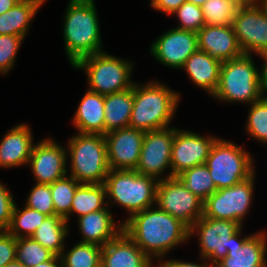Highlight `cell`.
<instances>
[{
  "label": "cell",
  "instance_id": "cell-1",
  "mask_svg": "<svg viewBox=\"0 0 267 267\" xmlns=\"http://www.w3.org/2000/svg\"><path fill=\"white\" fill-rule=\"evenodd\" d=\"M123 231L153 261L190 240V228L157 205L124 220Z\"/></svg>",
  "mask_w": 267,
  "mask_h": 267
},
{
  "label": "cell",
  "instance_id": "cell-2",
  "mask_svg": "<svg viewBox=\"0 0 267 267\" xmlns=\"http://www.w3.org/2000/svg\"><path fill=\"white\" fill-rule=\"evenodd\" d=\"M65 11L63 40L73 67L80 59L104 49L94 0H69Z\"/></svg>",
  "mask_w": 267,
  "mask_h": 267
},
{
  "label": "cell",
  "instance_id": "cell-3",
  "mask_svg": "<svg viewBox=\"0 0 267 267\" xmlns=\"http://www.w3.org/2000/svg\"><path fill=\"white\" fill-rule=\"evenodd\" d=\"M133 84V109L129 127L144 132L164 129L177 111L181 95L160 81Z\"/></svg>",
  "mask_w": 267,
  "mask_h": 267
},
{
  "label": "cell",
  "instance_id": "cell-4",
  "mask_svg": "<svg viewBox=\"0 0 267 267\" xmlns=\"http://www.w3.org/2000/svg\"><path fill=\"white\" fill-rule=\"evenodd\" d=\"M158 182L155 177L139 174L136 170H110L103 183L108 206L123 207L130 214L127 220L156 205Z\"/></svg>",
  "mask_w": 267,
  "mask_h": 267
},
{
  "label": "cell",
  "instance_id": "cell-5",
  "mask_svg": "<svg viewBox=\"0 0 267 267\" xmlns=\"http://www.w3.org/2000/svg\"><path fill=\"white\" fill-rule=\"evenodd\" d=\"M67 146L68 175L80 184H103L110 171L104 135L78 132Z\"/></svg>",
  "mask_w": 267,
  "mask_h": 267
},
{
  "label": "cell",
  "instance_id": "cell-6",
  "mask_svg": "<svg viewBox=\"0 0 267 267\" xmlns=\"http://www.w3.org/2000/svg\"><path fill=\"white\" fill-rule=\"evenodd\" d=\"M250 54L223 61L220 79L213 98L224 103L252 104L264 95L260 86L259 69Z\"/></svg>",
  "mask_w": 267,
  "mask_h": 267
},
{
  "label": "cell",
  "instance_id": "cell-7",
  "mask_svg": "<svg viewBox=\"0 0 267 267\" xmlns=\"http://www.w3.org/2000/svg\"><path fill=\"white\" fill-rule=\"evenodd\" d=\"M133 63L103 51L80 59L73 68L85 71L88 90L108 95L132 88Z\"/></svg>",
  "mask_w": 267,
  "mask_h": 267
},
{
  "label": "cell",
  "instance_id": "cell-8",
  "mask_svg": "<svg viewBox=\"0 0 267 267\" xmlns=\"http://www.w3.org/2000/svg\"><path fill=\"white\" fill-rule=\"evenodd\" d=\"M253 162V156L242 146L218 137L205 164L216 189L220 190L251 177L256 172Z\"/></svg>",
  "mask_w": 267,
  "mask_h": 267
},
{
  "label": "cell",
  "instance_id": "cell-9",
  "mask_svg": "<svg viewBox=\"0 0 267 267\" xmlns=\"http://www.w3.org/2000/svg\"><path fill=\"white\" fill-rule=\"evenodd\" d=\"M256 172L231 187L216 190L203 204V217L231 220L243 225L253 199Z\"/></svg>",
  "mask_w": 267,
  "mask_h": 267
},
{
  "label": "cell",
  "instance_id": "cell-10",
  "mask_svg": "<svg viewBox=\"0 0 267 267\" xmlns=\"http://www.w3.org/2000/svg\"><path fill=\"white\" fill-rule=\"evenodd\" d=\"M204 201L193 194L178 177L159 180L156 205L189 228L203 216Z\"/></svg>",
  "mask_w": 267,
  "mask_h": 267
},
{
  "label": "cell",
  "instance_id": "cell-11",
  "mask_svg": "<svg viewBox=\"0 0 267 267\" xmlns=\"http://www.w3.org/2000/svg\"><path fill=\"white\" fill-rule=\"evenodd\" d=\"M242 226L231 220H217L200 217L190 227V239L197 233L199 257L206 259L213 267L227 256L231 236Z\"/></svg>",
  "mask_w": 267,
  "mask_h": 267
},
{
  "label": "cell",
  "instance_id": "cell-12",
  "mask_svg": "<svg viewBox=\"0 0 267 267\" xmlns=\"http://www.w3.org/2000/svg\"><path fill=\"white\" fill-rule=\"evenodd\" d=\"M175 127L145 132L136 171L158 180L172 178L171 157ZM169 173L166 175V171ZM165 173L166 177H162Z\"/></svg>",
  "mask_w": 267,
  "mask_h": 267
},
{
  "label": "cell",
  "instance_id": "cell-13",
  "mask_svg": "<svg viewBox=\"0 0 267 267\" xmlns=\"http://www.w3.org/2000/svg\"><path fill=\"white\" fill-rule=\"evenodd\" d=\"M232 27L244 54L257 55L267 51V9L263 2L240 6Z\"/></svg>",
  "mask_w": 267,
  "mask_h": 267
},
{
  "label": "cell",
  "instance_id": "cell-14",
  "mask_svg": "<svg viewBox=\"0 0 267 267\" xmlns=\"http://www.w3.org/2000/svg\"><path fill=\"white\" fill-rule=\"evenodd\" d=\"M217 139L215 135L204 137L175 127L171 157L172 177H177L191 167L205 164Z\"/></svg>",
  "mask_w": 267,
  "mask_h": 267
},
{
  "label": "cell",
  "instance_id": "cell-15",
  "mask_svg": "<svg viewBox=\"0 0 267 267\" xmlns=\"http://www.w3.org/2000/svg\"><path fill=\"white\" fill-rule=\"evenodd\" d=\"M150 46L151 56L159 63L172 69H181L190 55L198 50V35L172 27Z\"/></svg>",
  "mask_w": 267,
  "mask_h": 267
},
{
  "label": "cell",
  "instance_id": "cell-16",
  "mask_svg": "<svg viewBox=\"0 0 267 267\" xmlns=\"http://www.w3.org/2000/svg\"><path fill=\"white\" fill-rule=\"evenodd\" d=\"M67 149L53 138H44L34 144L28 165L35 177V183L50 185L65 177L67 173Z\"/></svg>",
  "mask_w": 267,
  "mask_h": 267
},
{
  "label": "cell",
  "instance_id": "cell-17",
  "mask_svg": "<svg viewBox=\"0 0 267 267\" xmlns=\"http://www.w3.org/2000/svg\"><path fill=\"white\" fill-rule=\"evenodd\" d=\"M145 132L125 127L104 135L110 170H135L142 149Z\"/></svg>",
  "mask_w": 267,
  "mask_h": 267
},
{
  "label": "cell",
  "instance_id": "cell-18",
  "mask_svg": "<svg viewBox=\"0 0 267 267\" xmlns=\"http://www.w3.org/2000/svg\"><path fill=\"white\" fill-rule=\"evenodd\" d=\"M267 232L241 237L242 227L231 236L227 256L214 267H267Z\"/></svg>",
  "mask_w": 267,
  "mask_h": 267
},
{
  "label": "cell",
  "instance_id": "cell-19",
  "mask_svg": "<svg viewBox=\"0 0 267 267\" xmlns=\"http://www.w3.org/2000/svg\"><path fill=\"white\" fill-rule=\"evenodd\" d=\"M198 49L223 61L243 55L232 25H204L198 32Z\"/></svg>",
  "mask_w": 267,
  "mask_h": 267
},
{
  "label": "cell",
  "instance_id": "cell-20",
  "mask_svg": "<svg viewBox=\"0 0 267 267\" xmlns=\"http://www.w3.org/2000/svg\"><path fill=\"white\" fill-rule=\"evenodd\" d=\"M153 264L124 231L102 247L101 267H153Z\"/></svg>",
  "mask_w": 267,
  "mask_h": 267
},
{
  "label": "cell",
  "instance_id": "cell-21",
  "mask_svg": "<svg viewBox=\"0 0 267 267\" xmlns=\"http://www.w3.org/2000/svg\"><path fill=\"white\" fill-rule=\"evenodd\" d=\"M30 126L21 123L12 127L0 141V167L25 166L29 162L34 147Z\"/></svg>",
  "mask_w": 267,
  "mask_h": 267
},
{
  "label": "cell",
  "instance_id": "cell-22",
  "mask_svg": "<svg viewBox=\"0 0 267 267\" xmlns=\"http://www.w3.org/2000/svg\"><path fill=\"white\" fill-rule=\"evenodd\" d=\"M109 207L78 217V227L82 235L79 242L103 247L123 231V223L117 225Z\"/></svg>",
  "mask_w": 267,
  "mask_h": 267
},
{
  "label": "cell",
  "instance_id": "cell-23",
  "mask_svg": "<svg viewBox=\"0 0 267 267\" xmlns=\"http://www.w3.org/2000/svg\"><path fill=\"white\" fill-rule=\"evenodd\" d=\"M221 65L220 60L198 49L181 69L186 71L194 85L213 96L219 85Z\"/></svg>",
  "mask_w": 267,
  "mask_h": 267
},
{
  "label": "cell",
  "instance_id": "cell-24",
  "mask_svg": "<svg viewBox=\"0 0 267 267\" xmlns=\"http://www.w3.org/2000/svg\"><path fill=\"white\" fill-rule=\"evenodd\" d=\"M104 95L86 90L73 115V124L79 133L104 135Z\"/></svg>",
  "mask_w": 267,
  "mask_h": 267
},
{
  "label": "cell",
  "instance_id": "cell-25",
  "mask_svg": "<svg viewBox=\"0 0 267 267\" xmlns=\"http://www.w3.org/2000/svg\"><path fill=\"white\" fill-rule=\"evenodd\" d=\"M104 135L129 127L133 109V86L130 89L104 95Z\"/></svg>",
  "mask_w": 267,
  "mask_h": 267
},
{
  "label": "cell",
  "instance_id": "cell-26",
  "mask_svg": "<svg viewBox=\"0 0 267 267\" xmlns=\"http://www.w3.org/2000/svg\"><path fill=\"white\" fill-rule=\"evenodd\" d=\"M42 5L38 0H21L7 12L1 14L0 35L25 38L32 20Z\"/></svg>",
  "mask_w": 267,
  "mask_h": 267
},
{
  "label": "cell",
  "instance_id": "cell-27",
  "mask_svg": "<svg viewBox=\"0 0 267 267\" xmlns=\"http://www.w3.org/2000/svg\"><path fill=\"white\" fill-rule=\"evenodd\" d=\"M69 226L65 218L59 215L47 216L43 223L31 236L44 248L60 256L65 247V239L69 235Z\"/></svg>",
  "mask_w": 267,
  "mask_h": 267
},
{
  "label": "cell",
  "instance_id": "cell-28",
  "mask_svg": "<svg viewBox=\"0 0 267 267\" xmlns=\"http://www.w3.org/2000/svg\"><path fill=\"white\" fill-rule=\"evenodd\" d=\"M105 199L107 196L104 184H80L72 200L70 215L74 213L78 218L107 208L108 203Z\"/></svg>",
  "mask_w": 267,
  "mask_h": 267
},
{
  "label": "cell",
  "instance_id": "cell-29",
  "mask_svg": "<svg viewBox=\"0 0 267 267\" xmlns=\"http://www.w3.org/2000/svg\"><path fill=\"white\" fill-rule=\"evenodd\" d=\"M60 255L63 267H101L102 247L96 244L78 242Z\"/></svg>",
  "mask_w": 267,
  "mask_h": 267
},
{
  "label": "cell",
  "instance_id": "cell-30",
  "mask_svg": "<svg viewBox=\"0 0 267 267\" xmlns=\"http://www.w3.org/2000/svg\"><path fill=\"white\" fill-rule=\"evenodd\" d=\"M193 194L205 201L217 189L206 164L197 165L177 176Z\"/></svg>",
  "mask_w": 267,
  "mask_h": 267
},
{
  "label": "cell",
  "instance_id": "cell-31",
  "mask_svg": "<svg viewBox=\"0 0 267 267\" xmlns=\"http://www.w3.org/2000/svg\"><path fill=\"white\" fill-rule=\"evenodd\" d=\"M46 217L47 215L27 206L21 210L15 204L11 222L6 231L15 238L31 237Z\"/></svg>",
  "mask_w": 267,
  "mask_h": 267
},
{
  "label": "cell",
  "instance_id": "cell-32",
  "mask_svg": "<svg viewBox=\"0 0 267 267\" xmlns=\"http://www.w3.org/2000/svg\"><path fill=\"white\" fill-rule=\"evenodd\" d=\"M80 185L68 174L50 184L55 215H59L69 222L72 200L77 187Z\"/></svg>",
  "mask_w": 267,
  "mask_h": 267
},
{
  "label": "cell",
  "instance_id": "cell-33",
  "mask_svg": "<svg viewBox=\"0 0 267 267\" xmlns=\"http://www.w3.org/2000/svg\"><path fill=\"white\" fill-rule=\"evenodd\" d=\"M205 25H232L240 6L233 0H207L202 6Z\"/></svg>",
  "mask_w": 267,
  "mask_h": 267
},
{
  "label": "cell",
  "instance_id": "cell-34",
  "mask_svg": "<svg viewBox=\"0 0 267 267\" xmlns=\"http://www.w3.org/2000/svg\"><path fill=\"white\" fill-rule=\"evenodd\" d=\"M54 256L53 252L31 237L16 238V260L26 267H34Z\"/></svg>",
  "mask_w": 267,
  "mask_h": 267
},
{
  "label": "cell",
  "instance_id": "cell-35",
  "mask_svg": "<svg viewBox=\"0 0 267 267\" xmlns=\"http://www.w3.org/2000/svg\"><path fill=\"white\" fill-rule=\"evenodd\" d=\"M246 133L267 145V95L249 105Z\"/></svg>",
  "mask_w": 267,
  "mask_h": 267
},
{
  "label": "cell",
  "instance_id": "cell-36",
  "mask_svg": "<svg viewBox=\"0 0 267 267\" xmlns=\"http://www.w3.org/2000/svg\"><path fill=\"white\" fill-rule=\"evenodd\" d=\"M171 15L178 18L180 25L175 27L178 29L197 33L205 25L202 7L188 1H185Z\"/></svg>",
  "mask_w": 267,
  "mask_h": 267
},
{
  "label": "cell",
  "instance_id": "cell-37",
  "mask_svg": "<svg viewBox=\"0 0 267 267\" xmlns=\"http://www.w3.org/2000/svg\"><path fill=\"white\" fill-rule=\"evenodd\" d=\"M33 186L24 206L47 216L55 215L50 185L35 183Z\"/></svg>",
  "mask_w": 267,
  "mask_h": 267
},
{
  "label": "cell",
  "instance_id": "cell-38",
  "mask_svg": "<svg viewBox=\"0 0 267 267\" xmlns=\"http://www.w3.org/2000/svg\"><path fill=\"white\" fill-rule=\"evenodd\" d=\"M23 37L0 35V74L6 75L15 65L16 55L23 43Z\"/></svg>",
  "mask_w": 267,
  "mask_h": 267
},
{
  "label": "cell",
  "instance_id": "cell-39",
  "mask_svg": "<svg viewBox=\"0 0 267 267\" xmlns=\"http://www.w3.org/2000/svg\"><path fill=\"white\" fill-rule=\"evenodd\" d=\"M15 200L6 185L0 183V231H6L10 225Z\"/></svg>",
  "mask_w": 267,
  "mask_h": 267
},
{
  "label": "cell",
  "instance_id": "cell-40",
  "mask_svg": "<svg viewBox=\"0 0 267 267\" xmlns=\"http://www.w3.org/2000/svg\"><path fill=\"white\" fill-rule=\"evenodd\" d=\"M16 260V238L0 231V267Z\"/></svg>",
  "mask_w": 267,
  "mask_h": 267
},
{
  "label": "cell",
  "instance_id": "cell-41",
  "mask_svg": "<svg viewBox=\"0 0 267 267\" xmlns=\"http://www.w3.org/2000/svg\"><path fill=\"white\" fill-rule=\"evenodd\" d=\"M187 0H150V6L157 11L171 14Z\"/></svg>",
  "mask_w": 267,
  "mask_h": 267
},
{
  "label": "cell",
  "instance_id": "cell-42",
  "mask_svg": "<svg viewBox=\"0 0 267 267\" xmlns=\"http://www.w3.org/2000/svg\"><path fill=\"white\" fill-rule=\"evenodd\" d=\"M164 258H158V264L153 265V267H213L206 259H202L201 264L194 263V262H188V261H182L177 259H171V260H163ZM209 263V264H208Z\"/></svg>",
  "mask_w": 267,
  "mask_h": 267
},
{
  "label": "cell",
  "instance_id": "cell-43",
  "mask_svg": "<svg viewBox=\"0 0 267 267\" xmlns=\"http://www.w3.org/2000/svg\"><path fill=\"white\" fill-rule=\"evenodd\" d=\"M257 56L263 59V64L260 66L261 69L259 70V74L261 90L265 96L267 93V51L257 54Z\"/></svg>",
  "mask_w": 267,
  "mask_h": 267
},
{
  "label": "cell",
  "instance_id": "cell-44",
  "mask_svg": "<svg viewBox=\"0 0 267 267\" xmlns=\"http://www.w3.org/2000/svg\"><path fill=\"white\" fill-rule=\"evenodd\" d=\"M34 267H63L61 257L55 255L51 260L42 262Z\"/></svg>",
  "mask_w": 267,
  "mask_h": 267
},
{
  "label": "cell",
  "instance_id": "cell-45",
  "mask_svg": "<svg viewBox=\"0 0 267 267\" xmlns=\"http://www.w3.org/2000/svg\"><path fill=\"white\" fill-rule=\"evenodd\" d=\"M21 0H0V15L7 12Z\"/></svg>",
  "mask_w": 267,
  "mask_h": 267
},
{
  "label": "cell",
  "instance_id": "cell-46",
  "mask_svg": "<svg viewBox=\"0 0 267 267\" xmlns=\"http://www.w3.org/2000/svg\"><path fill=\"white\" fill-rule=\"evenodd\" d=\"M239 6H252L263 2V0H233Z\"/></svg>",
  "mask_w": 267,
  "mask_h": 267
},
{
  "label": "cell",
  "instance_id": "cell-47",
  "mask_svg": "<svg viewBox=\"0 0 267 267\" xmlns=\"http://www.w3.org/2000/svg\"><path fill=\"white\" fill-rule=\"evenodd\" d=\"M2 267H26L24 264L18 262L17 260L10 262L8 264H6L5 266Z\"/></svg>",
  "mask_w": 267,
  "mask_h": 267
},
{
  "label": "cell",
  "instance_id": "cell-48",
  "mask_svg": "<svg viewBox=\"0 0 267 267\" xmlns=\"http://www.w3.org/2000/svg\"><path fill=\"white\" fill-rule=\"evenodd\" d=\"M195 5L202 6L207 0H187Z\"/></svg>",
  "mask_w": 267,
  "mask_h": 267
},
{
  "label": "cell",
  "instance_id": "cell-49",
  "mask_svg": "<svg viewBox=\"0 0 267 267\" xmlns=\"http://www.w3.org/2000/svg\"><path fill=\"white\" fill-rule=\"evenodd\" d=\"M263 4L265 5V7L267 9V0H263Z\"/></svg>",
  "mask_w": 267,
  "mask_h": 267
},
{
  "label": "cell",
  "instance_id": "cell-50",
  "mask_svg": "<svg viewBox=\"0 0 267 267\" xmlns=\"http://www.w3.org/2000/svg\"><path fill=\"white\" fill-rule=\"evenodd\" d=\"M41 4H44L46 0H38Z\"/></svg>",
  "mask_w": 267,
  "mask_h": 267
}]
</instances>
